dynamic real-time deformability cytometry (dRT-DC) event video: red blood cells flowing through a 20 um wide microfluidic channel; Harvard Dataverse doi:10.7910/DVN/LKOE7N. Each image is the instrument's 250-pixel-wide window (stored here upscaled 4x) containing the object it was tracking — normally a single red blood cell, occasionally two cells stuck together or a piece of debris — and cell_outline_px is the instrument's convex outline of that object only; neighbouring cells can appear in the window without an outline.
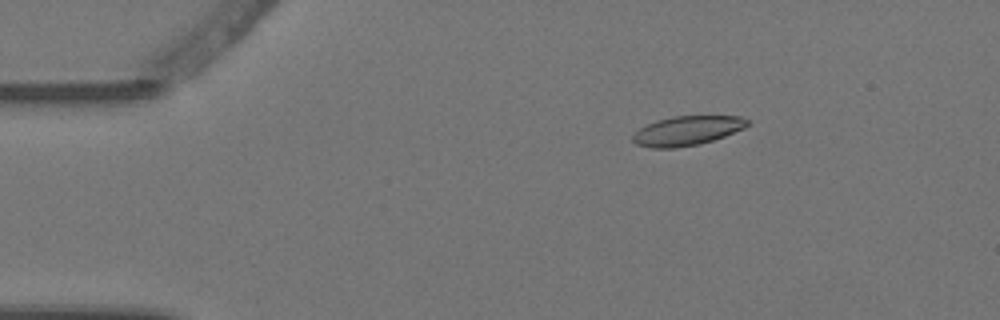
{"species": "Egyptian fruit bat (a non-hibernating species)", "species_latin": "Rousettus aegyptiacus", "temperature_condition": "warm", "stored_images_in_passage": 3, "camera_frame_rate_fps": 3000, "um_per_image_px": 0.085, "animal": {"sex": "female"}, "frame": {"image": 1, "passage_image": 1, "time_ms": 0.0, "image_size_px": [1000, 320], "cell_outline_px": [[748, 124], [744, 128], [724, 136], [700, 144], [676, 148], [652, 148], [636, 144], [632, 140], [632, 136], [640, 128], [656, 120], [672, 116], [740, 116], [748, 120]], "centroid_in_image_um": [58.38, 11.11], "position_along_channel_um": 26.6, "area_um2": 19.54}}